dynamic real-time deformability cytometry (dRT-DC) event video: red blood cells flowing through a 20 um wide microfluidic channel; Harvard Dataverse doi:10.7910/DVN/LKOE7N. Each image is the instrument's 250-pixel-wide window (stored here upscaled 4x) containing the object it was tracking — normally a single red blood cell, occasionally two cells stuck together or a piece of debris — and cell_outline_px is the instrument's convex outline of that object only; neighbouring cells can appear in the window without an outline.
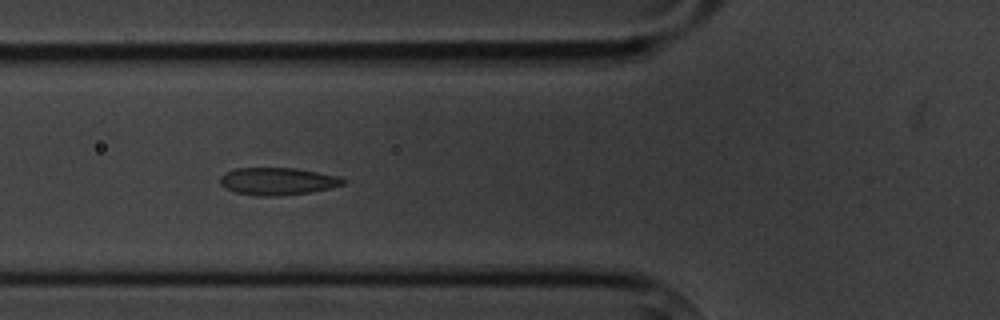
{"species": "common noctule bat (a hibernating species)", "species_latin": "Nyctalus noctula", "temperature_condition": "cold", "stored_images_in_passage": 10, "camera_frame_rate_fps": 3000, "um_per_image_px": 0.085, "animal": {"sex": "male", "body_mass_g": 20.1, "forearm_length_mm": 53.5}, "frame": {"image": 1, "passage_image": 6, "time_ms": 5.667, "image_size_px": [1000, 320], "cell_outline_px": [[348, 180], [344, 184], [328, 188], [308, 192], [272, 196], [260, 196], [236, 192], [220, 184], [220, 176], [224, 172], [236, 168], [296, 168], [340, 176]], "centroid_in_image_um": [23.61, 15.39], "position_along_channel_um": 102.2, "area_um2": 19.48}}
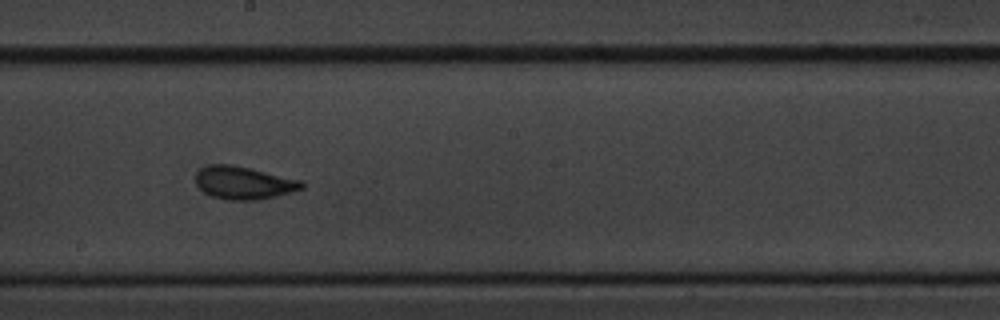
{"frame": {"image": 2, "passage_image": 9, "time_ms": 9.333, "image_size_px": [1000, 320], "cell_outline_px": [[304, 188], [276, 196], [260, 200], [228, 200], [212, 196], [204, 192], [196, 184], [196, 172], [200, 168], [208, 164], [232, 164], [252, 168], [304, 180]], "centroid_in_image_um": [20.74, 15.52], "position_along_channel_um": 227.5, "area_um2": 20.63}}
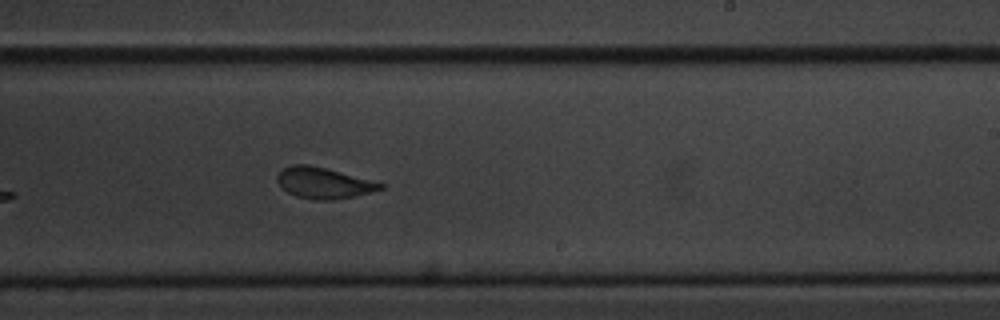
{"frame": {"image": 3, "passage_image": 10, "time_ms": 10.333, "image_size_px": [1000, 320], "cell_outline_px": [[384, 188], [372, 192], [356, 196], [332, 200], [316, 200], [296, 196], [288, 192], [276, 180], [276, 176], [284, 168], [292, 164], [308, 164], [324, 168], [384, 184]], "centroid_in_image_um": [27.49, 15.56], "position_along_channel_um": 261.5, "area_um2": 18.32}}